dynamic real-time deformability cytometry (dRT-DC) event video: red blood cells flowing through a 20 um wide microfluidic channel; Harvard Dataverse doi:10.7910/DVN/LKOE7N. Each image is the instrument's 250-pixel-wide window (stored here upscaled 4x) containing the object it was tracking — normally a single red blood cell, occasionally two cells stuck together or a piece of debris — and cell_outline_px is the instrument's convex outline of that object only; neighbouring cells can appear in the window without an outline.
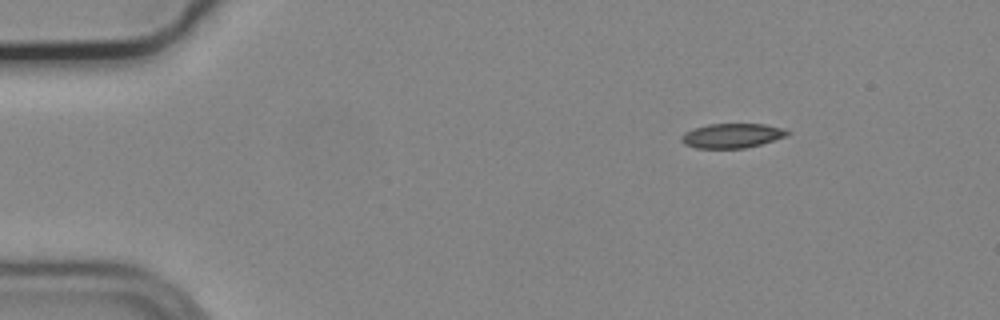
{"species": "common noctule bat (a hibernating species)", "species_latin": "Nyctalus noctula", "temperature_condition": "cold", "stored_images_in_passage": 5, "camera_frame_rate_fps": 3000, "um_per_image_px": 0.085, "animal": {"sex": "male", "body_mass_g": 19.2, "forearm_length_mm": 51.8}, "frame": {"image": 1, "passage_image": 1, "time_ms": 0.0, "image_size_px": [1000, 320], "cell_outline_px": [[792, 132], [788, 136], [760, 144], [744, 148], [696, 148], [684, 144], [680, 140], [680, 136], [684, 132], [708, 124], [764, 124], [784, 128]], "centroid_in_image_um": [62.24, 11.53], "position_along_channel_um": 22.8, "area_um2": 15.2}}
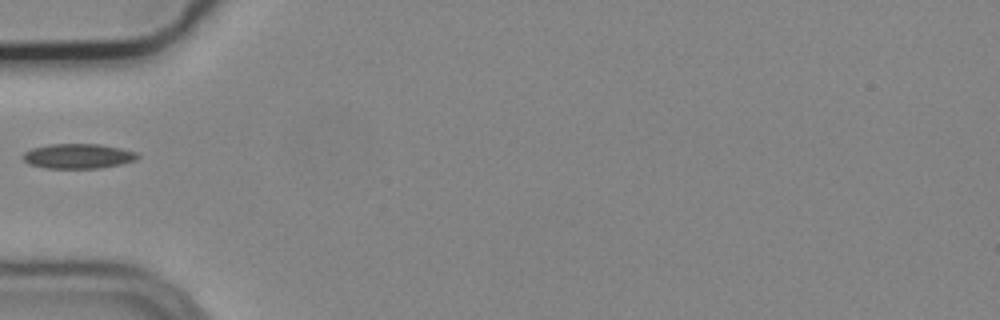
{"frame": {"image": 2, "passage_image": 4, "time_ms": 1.0, "image_size_px": [1000, 320], "cell_outline_px": [[140, 156], [136, 160], [120, 164], [100, 168], [48, 168], [28, 164], [20, 156], [24, 152], [32, 148], [48, 144], [100, 144], [120, 148], [136, 152]], "centroid_in_image_um": [6.61, 13.26], "position_along_channel_um": 78.4, "area_um2": 16.65}}
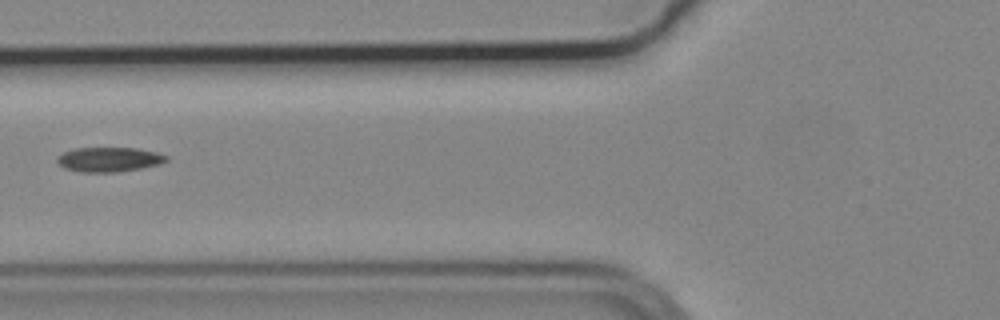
{"frame": {"image": 3, "passage_image": 5, "time_ms": 1.333, "image_size_px": [1000, 320], "cell_outline_px": [[168, 160], [160, 164], [140, 168], [116, 172], [80, 172], [64, 168], [56, 160], [64, 152], [76, 148], [136, 148], [156, 152], [168, 156]], "centroid_in_image_um": [9.29, 13.55], "position_along_channel_um": 116.5, "area_um2": 15.49}}